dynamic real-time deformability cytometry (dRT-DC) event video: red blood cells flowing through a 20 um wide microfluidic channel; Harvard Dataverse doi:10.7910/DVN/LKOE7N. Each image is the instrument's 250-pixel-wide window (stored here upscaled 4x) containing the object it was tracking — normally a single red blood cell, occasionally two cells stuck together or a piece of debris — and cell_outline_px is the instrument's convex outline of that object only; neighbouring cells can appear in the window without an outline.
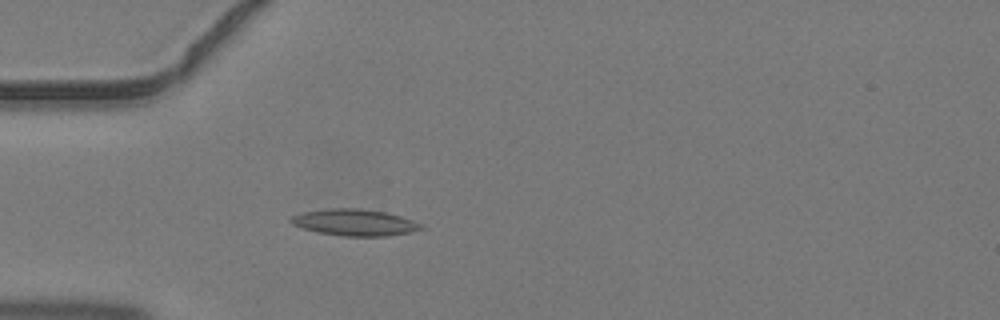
{"species": "common noctule bat (a hibernating species)", "species_latin": "Nyctalus noctula", "temperature_condition": "warm", "stored_images_in_passage": 2, "camera_frame_rate_fps": 3000, "um_per_image_px": 0.085, "animal": {"sex": "male", "body_mass_g": 19.2, "forearm_length_mm": 51.8}, "frame": {"image": 1, "passage_image": 2, "time_ms": 0.333, "image_size_px": [1000, 320], "cell_outline_px": [[424, 228], [412, 232], [388, 236], [344, 236], [320, 232], [304, 228], [292, 224], [288, 220], [292, 216], [304, 212], [328, 208], [360, 208], [384, 212], [400, 216], [424, 224]], "centroid_in_image_um": [30.18, 18.9], "position_along_channel_um": 54.8, "area_um2": 20.06}}